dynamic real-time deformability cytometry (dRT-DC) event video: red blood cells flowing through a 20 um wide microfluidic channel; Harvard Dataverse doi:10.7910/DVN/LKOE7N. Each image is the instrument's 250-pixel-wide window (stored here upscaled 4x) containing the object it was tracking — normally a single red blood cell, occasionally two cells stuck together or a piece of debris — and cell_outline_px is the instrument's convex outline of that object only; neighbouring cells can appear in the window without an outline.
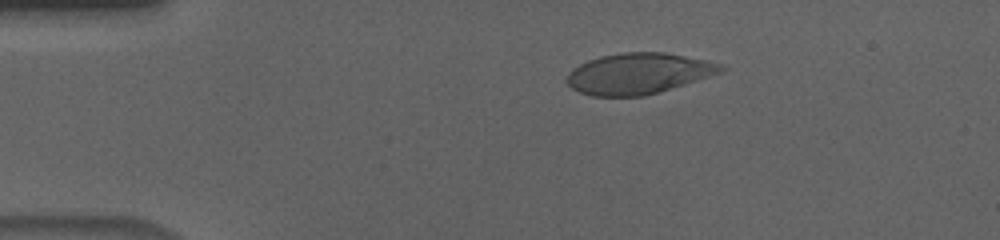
{"species": "human", "species_latin": "Homo sapiens", "temperature_condition": "cold", "stored_images_in_passage": 46, "camera_frame_rate_fps": 3000, "um_per_image_px": 0.085, "donor": {"sex": "male"}, "frame": {"image": 1, "passage_image": 1, "time_ms": 0.0, "image_size_px": [1000, 240], "cell_outline_px": [[728, 68], [720, 72], [684, 84], [644, 96], [592, 96], [580, 92], [572, 88], [564, 80], [580, 64], [588, 60], [600, 56], [624, 52], [664, 52], [724, 64]], "centroid_in_image_um": [54.26, 6.25], "position_along_channel_um": 30.7, "area_um2": 36.24}}
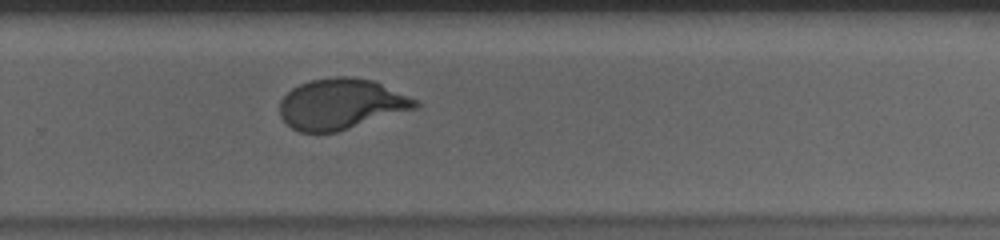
{"frame": {"image": 2, "passage_image": 28, "time_ms": 9.0, "image_size_px": [1000, 240], "cell_outline_px": [[420, 104], [416, 108], [336, 132], [300, 132], [292, 128], [280, 116], [280, 100], [292, 88], [308, 80], [336, 76], [352, 76], [376, 80], [416, 100]], "centroid_in_image_um": [28.98, 8.82], "position_along_channel_um": 300.8, "area_um2": 39.94}}
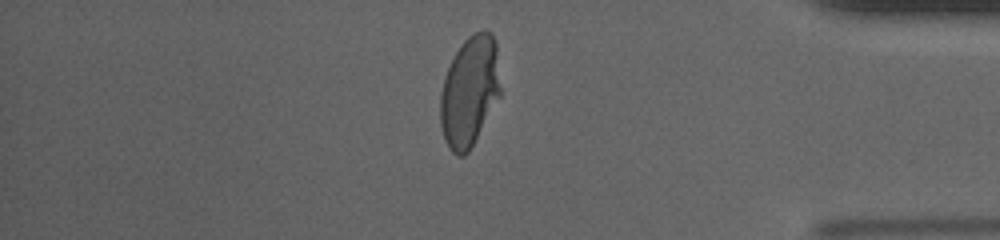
{"frame": {"image": 3, "passage_image": 38, "time_ms": 12.333, "image_size_px": [1000, 240], "cell_outline_px": [[500, 96], [468, 152], [464, 156], [456, 156], [448, 148], [444, 140], [440, 124], [440, 96], [444, 80], [448, 68], [460, 44], [468, 36], [484, 28], [492, 32], [496, 40], [500, 88]], "centroid_in_image_um": [39.91, 7.75], "position_along_channel_um": 395.3, "area_um2": 38.73}, "authors_computed_cell_mechanics": {"area_um2": 39.8531, "velocity_mm_per_s": 3.6347, "shape_relaxation_time_tau1_ms": 4.0357, "shape_relaxation_time_tau2_ms": null, "deformation_change_tau1": 0.1704, "deformation_change_tau2": null}}